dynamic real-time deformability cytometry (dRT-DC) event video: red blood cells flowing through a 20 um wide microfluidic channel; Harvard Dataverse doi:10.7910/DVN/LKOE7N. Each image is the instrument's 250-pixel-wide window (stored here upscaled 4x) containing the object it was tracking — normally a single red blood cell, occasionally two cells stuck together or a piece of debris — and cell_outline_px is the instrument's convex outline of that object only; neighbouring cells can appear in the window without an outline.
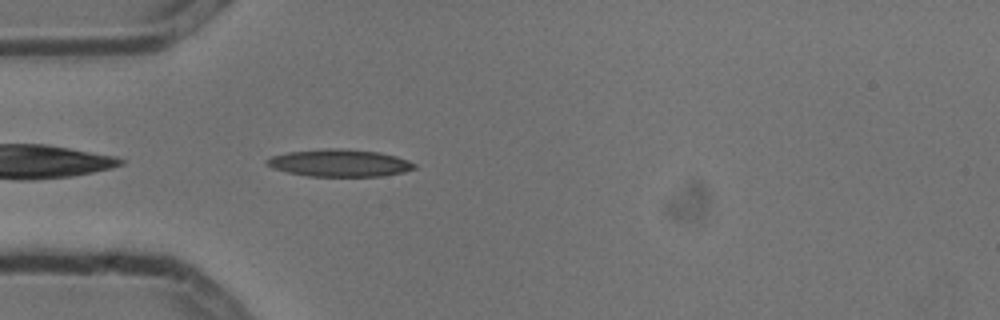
{"species": "common noctule bat (a hibernating species)", "species_latin": "Nyctalus noctula", "temperature_condition": "cold", "stored_images_in_passage": 4, "camera_frame_rate_fps": 3000, "um_per_image_px": 0.085, "animal": {"sex": "male", "body_mass_g": 13.3}, "frame": {"image": 1, "passage_image": 4, "time_ms": 1.0, "image_size_px": [1000, 320], "cell_outline_px": [[416, 168], [404, 172], [380, 176], [308, 176], [288, 172], [272, 168], [264, 164], [264, 160], [272, 156], [288, 152], [324, 148], [340, 148], [380, 152], [396, 156], [408, 160], [416, 164]], "centroid_in_image_um": [28.84, 13.85], "position_along_channel_um": 56.2, "area_um2": 23.58}}